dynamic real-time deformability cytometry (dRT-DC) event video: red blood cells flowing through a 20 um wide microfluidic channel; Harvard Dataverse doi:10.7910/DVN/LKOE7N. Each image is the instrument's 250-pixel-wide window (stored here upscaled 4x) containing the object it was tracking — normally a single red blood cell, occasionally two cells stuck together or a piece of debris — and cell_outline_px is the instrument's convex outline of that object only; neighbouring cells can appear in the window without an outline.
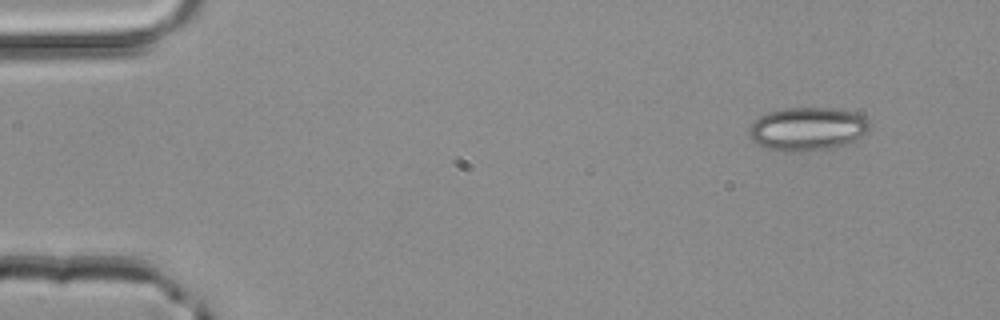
{"species": "common noctule bat (a hibernating species)", "species_latin": "Nyctalus noctula", "temperature_condition": "room temperature", "stored_images_in_passage": 4, "segment_of_instrument_passage": [1, 2], "camera_frame_rate_fps": 3000, "um_per_image_px": 0.085, "animal": {"sex": "male", "body_mass_g": 20.4}, "frame": {"image": 1, "passage_image": 1, "time_ms": 0.0, "image_size_px": [1000, 320], "cell_outline_px": [[868, 132], [836, 148], [812, 152], [784, 152], [764, 148], [752, 140], [748, 136], [748, 128], [760, 116], [768, 112], [784, 108], [832, 108], [856, 112], [864, 116], [868, 120]], "centroid_in_image_um": [68.6, 10.98], "position_along_channel_um": 16.4, "area_um2": 30.87}}